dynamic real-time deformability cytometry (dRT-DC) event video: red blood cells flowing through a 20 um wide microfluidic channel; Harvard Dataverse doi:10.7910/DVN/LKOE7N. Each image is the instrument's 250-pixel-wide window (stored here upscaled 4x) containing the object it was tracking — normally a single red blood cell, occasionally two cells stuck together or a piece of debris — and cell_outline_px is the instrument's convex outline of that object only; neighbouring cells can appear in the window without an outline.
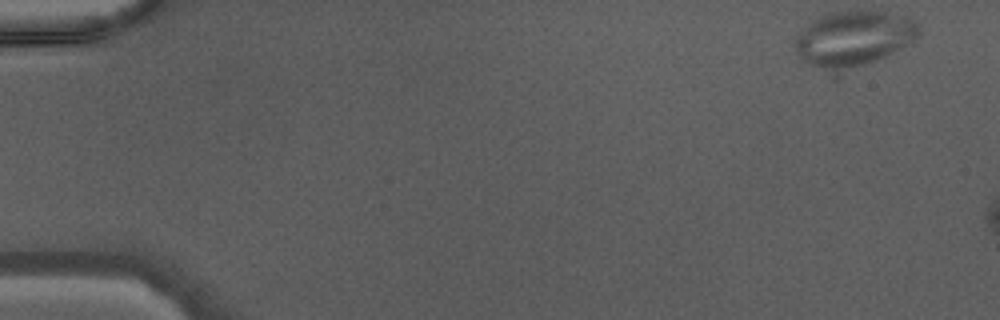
{"species": "Egyptian fruit bat (a non-hibernating species)", "species_latin": "Rousettus aegyptiacus", "temperature_condition": "warm", "stored_images_in_passage": 13, "camera_frame_rate_fps": 3000, "um_per_image_px": 0.085, "animal": {"sex": "male"}, "frame": {"image": 1, "passage_image": 1, "time_ms": 0.0, "image_size_px": [1000, 320], "cell_outline_px": [[920, 32], [912, 40], [884, 56], [864, 64], [832, 68], [828, 68], [812, 64], [804, 60], [800, 56], [792, 44], [800, 32], [808, 24], [832, 12], [884, 12], [904, 16], [912, 20], [916, 24]], "centroid_in_image_um": [72.53, 3.23], "position_along_channel_um": 12.5, "area_um2": 37.51}}